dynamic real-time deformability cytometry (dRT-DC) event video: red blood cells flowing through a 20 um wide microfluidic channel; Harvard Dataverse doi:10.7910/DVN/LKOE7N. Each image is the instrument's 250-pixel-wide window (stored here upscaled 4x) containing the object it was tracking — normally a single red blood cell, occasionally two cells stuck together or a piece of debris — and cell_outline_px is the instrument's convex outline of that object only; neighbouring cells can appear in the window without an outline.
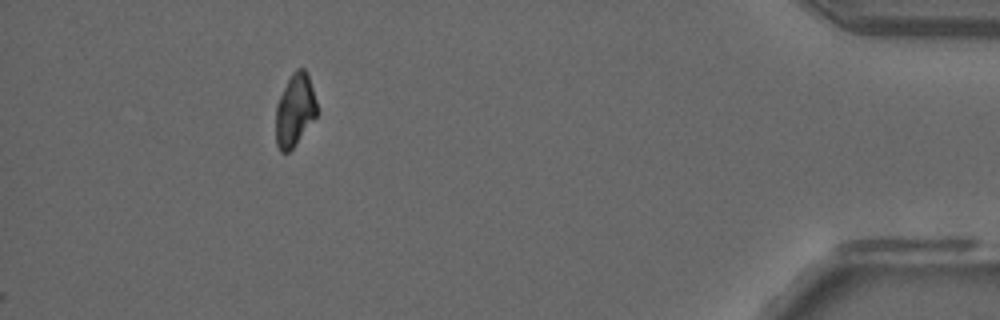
{"species": "common noctule bat (a hibernating species)", "species_latin": "Nyctalus noctula", "temperature_condition": "room temperature", "stored_images_in_passage": 41, "camera_frame_rate_fps": 3000, "um_per_image_px": 0.085, "animal": {"sex": "male", "forearm_length_mm": 52.5}, "frame": {"image": 1, "passage_image": 41, "time_ms": 13.333, "image_size_px": [1000, 320], "cell_outline_px": [[316, 116], [292, 148], [288, 152], [280, 152], [276, 144], [276, 104], [292, 72], [296, 68], [304, 68], [308, 76], [316, 100]], "centroid_in_image_um": [25.04, 9.36], "position_along_channel_um": 410.2, "area_um2": 16.99}}